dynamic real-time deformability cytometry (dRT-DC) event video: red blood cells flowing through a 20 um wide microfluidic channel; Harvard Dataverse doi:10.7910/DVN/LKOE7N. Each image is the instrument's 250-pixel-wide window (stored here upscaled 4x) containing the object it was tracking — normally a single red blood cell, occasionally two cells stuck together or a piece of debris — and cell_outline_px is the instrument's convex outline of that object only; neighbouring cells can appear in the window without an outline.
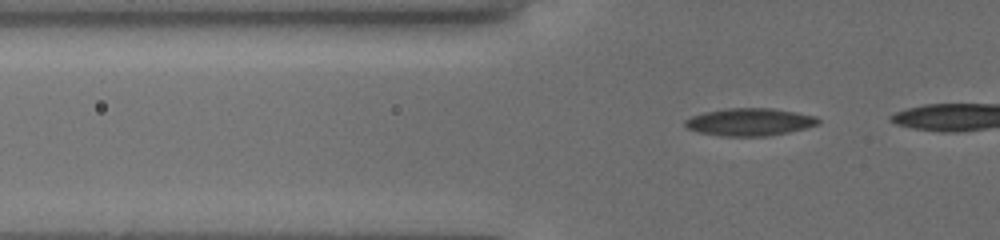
{"species": "common noctule bat (a hibernating species)", "species_latin": "Nyctalus noctula", "temperature_condition": "cold", "stored_images_in_passage": 20, "camera_frame_rate_fps": 3000, "um_per_image_px": 0.085, "animal": {"sex": "female", "body_mass_g": 19.5, "forearm_length_mm": 54.1}, "frame": {"image": 1, "passage_image": 8, "time_ms": 2.667, "image_size_px": [1000, 240], "cell_outline_px": [[820, 124], [788, 132], [768, 136], [720, 136], [696, 132], [688, 128], [684, 124], [684, 120], [692, 116], [704, 112], [728, 108], [772, 108], [796, 112], [816, 116], [820, 120]], "centroid_in_image_um": [63.71, 10.37], "position_along_channel_um": 62.1, "area_um2": 21.44}}
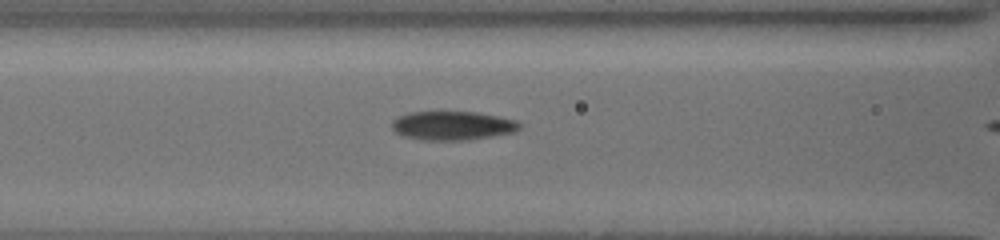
{"frame": {"image": 2, "passage_image": 13, "time_ms": 4.667, "image_size_px": [1000, 240], "cell_outline_px": [[520, 128], [516, 132], [468, 140], [424, 140], [404, 136], [396, 132], [392, 128], [392, 120], [400, 116], [412, 112], [476, 112], [516, 120], [520, 124]], "centroid_in_image_um": [38.48, 10.68], "position_along_channel_um": 128.1, "area_um2": 21.33}}
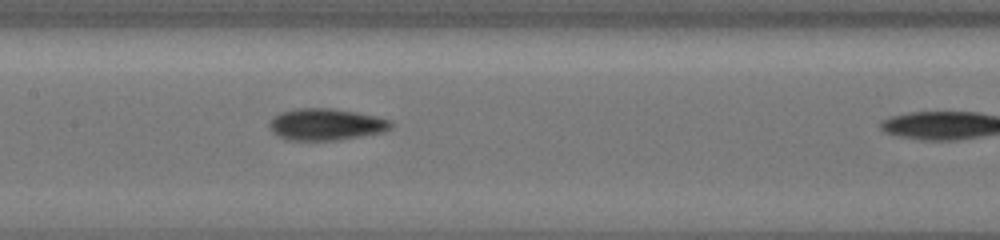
{"frame": {"image": 3, "passage_image": 17, "time_ms": 6.0, "image_size_px": [1000, 240], "cell_outline_px": [[392, 124], [384, 132], [336, 140], [288, 140], [272, 132], [268, 128], [268, 124], [272, 116], [280, 112], [300, 108], [332, 108], [356, 112], [376, 116], [392, 120]], "centroid_in_image_um": [27.67, 10.56], "position_along_channel_um": 179.7, "area_um2": 22.48}}